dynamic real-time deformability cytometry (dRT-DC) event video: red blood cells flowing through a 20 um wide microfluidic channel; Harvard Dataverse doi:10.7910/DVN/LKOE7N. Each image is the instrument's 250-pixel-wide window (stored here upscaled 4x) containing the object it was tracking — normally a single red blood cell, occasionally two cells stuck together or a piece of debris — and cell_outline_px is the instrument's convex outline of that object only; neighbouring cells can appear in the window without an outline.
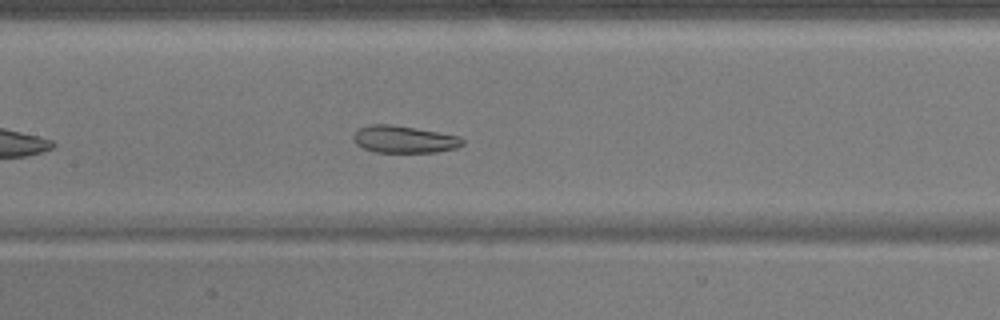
{"species": "common noctule bat (a hibernating species)", "species_latin": "Nyctalus noctula", "temperature_condition": "warm", "stored_images_in_passage": 40, "camera_frame_rate_fps": 3000, "um_per_image_px": 0.085, "animal": {"sex": "male", "body_mass_g": 17.9}, "frame": {"image": 1, "passage_image": 12, "time_ms": 3.667, "image_size_px": [1000, 320], "cell_outline_px": [[464, 144], [456, 148], [436, 152], [376, 152], [364, 148], [356, 144], [352, 140], [352, 136], [356, 128], [368, 124], [392, 124], [460, 136], [464, 140]], "centroid_in_image_um": [34.3, 11.83], "position_along_channel_um": 173.1, "area_um2": 17.46}}
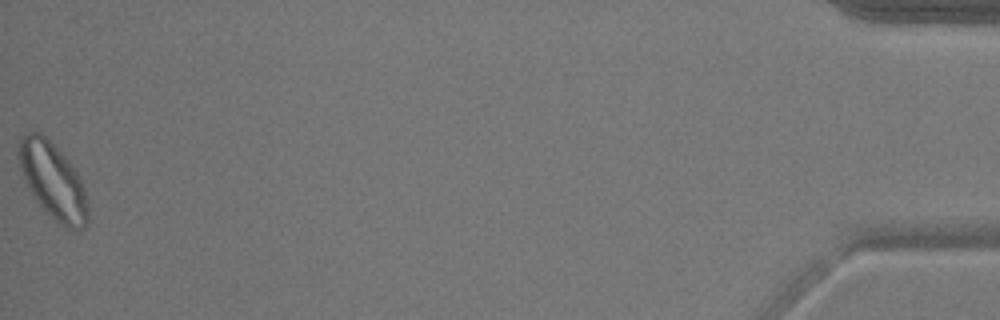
{"frame": {"image": 2, "passage_image": 40, "time_ms": 13.0, "image_size_px": [1000, 320], "cell_outline_px": [[88, 220], [84, 228], [76, 232], [64, 228], [56, 224], [40, 204], [28, 188], [20, 172], [16, 156], [16, 148], [20, 136], [28, 132], [40, 132], [68, 160], [76, 172], [84, 188], [88, 204]], "centroid_in_image_um": [4.47, 15.41], "position_along_channel_um": 430.7, "area_um2": 31.15}, "authors_computed_cell_mechanics": {"area_um2": 20.1144, "velocity_mm_per_s": 3.8173, "shape_relaxation_time_tau1_ms": 7.2737, "shape_relaxation_time_tau2_ms": 2.4016, "deformation_change_tau1": 0.1086, "deformation_change_tau2": 0.0731}}